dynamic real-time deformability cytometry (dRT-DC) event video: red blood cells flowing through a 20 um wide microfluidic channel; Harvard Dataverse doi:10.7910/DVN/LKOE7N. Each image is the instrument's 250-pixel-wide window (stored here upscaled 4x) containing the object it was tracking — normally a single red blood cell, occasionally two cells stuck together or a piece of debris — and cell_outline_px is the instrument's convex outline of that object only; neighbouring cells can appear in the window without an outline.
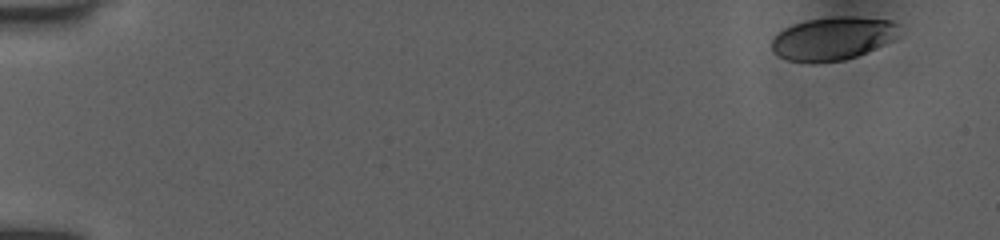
{"species": "human", "species_latin": "Homo sapiens", "temperature_condition": "room temperature", "stored_images_in_passage": 6, "camera_frame_rate_fps": 3000, "um_per_image_px": 0.085, "donor": {"sex": "female"}, "frame": {"image": 1, "passage_image": 1, "time_ms": 0.0, "image_size_px": [1000, 240], "cell_outline_px": [[900, 36], [896, 40], [868, 52], [844, 60], [788, 60], [772, 52], [772, 40], [784, 28], [792, 24], [808, 20], [836, 16], [856, 16], [892, 20], [896, 24]], "centroid_in_image_um": [70.87, 3.23], "position_along_channel_um": 14.1, "area_um2": 31.73}}
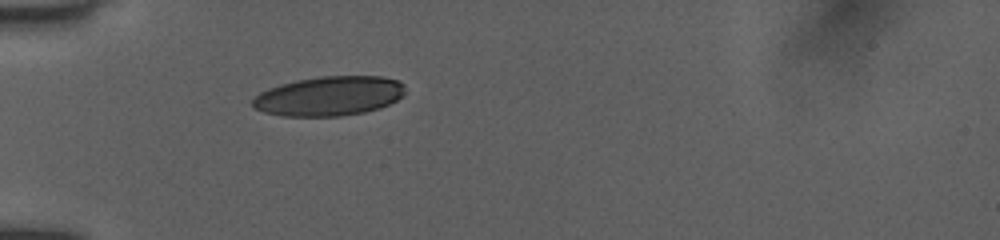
{"frame": {"image": 2, "passage_image": 6, "time_ms": 4.667, "image_size_px": [1000, 240], "cell_outline_px": [[404, 92], [396, 100], [380, 108], [364, 112], [340, 116], [280, 116], [264, 112], [252, 108], [252, 100], [260, 92], [268, 88], [280, 84], [296, 80], [320, 76], [380, 76], [396, 80], [404, 84]], "centroid_in_image_um": [27.93, 8.16], "position_along_channel_um": 57.1, "area_um2": 35.14}}